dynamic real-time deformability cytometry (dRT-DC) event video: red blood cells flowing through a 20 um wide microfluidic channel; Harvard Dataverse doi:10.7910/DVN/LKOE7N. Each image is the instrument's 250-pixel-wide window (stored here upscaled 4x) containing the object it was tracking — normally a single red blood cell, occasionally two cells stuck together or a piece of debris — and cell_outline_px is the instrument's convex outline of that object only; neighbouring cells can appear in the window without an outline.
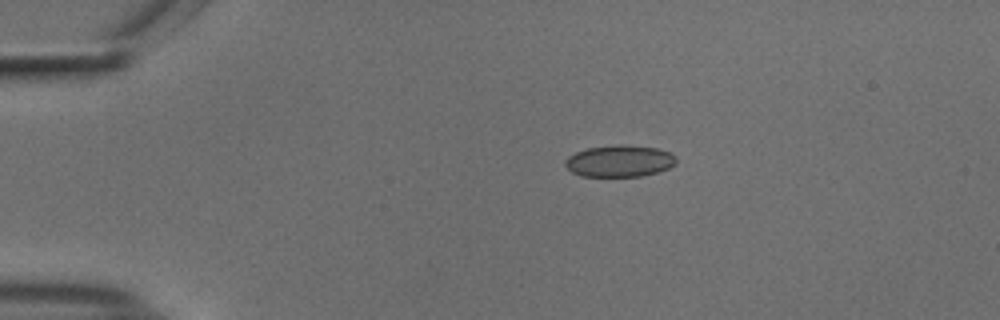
{"species": "common noctule bat (a hibernating species)", "species_latin": "Nyctalus noctula", "temperature_condition": "cold", "stored_images_in_passage": 44, "camera_frame_rate_fps": 3000, "um_per_image_px": 0.085, "animal": {"sex": "male", "body_mass_g": 18.8}, "frame": {"image": 1, "passage_image": 1, "time_ms": 0.0, "image_size_px": [1000, 320], "cell_outline_px": [[676, 164], [668, 168], [656, 172], [640, 176], [580, 176], [572, 172], [564, 164], [564, 160], [568, 156], [576, 152], [588, 148], [620, 144], [656, 148], [672, 152], [676, 156]], "centroid_in_image_um": [52.66, 13.68], "position_along_channel_um": 32.3, "area_um2": 20.52}}
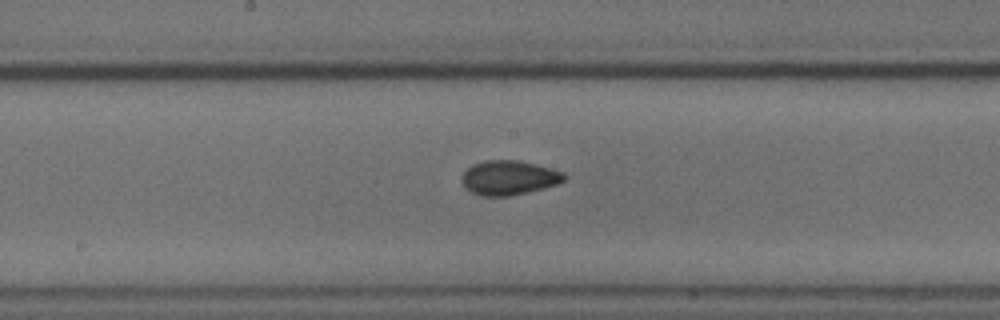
{"frame": {"image": 2, "passage_image": 19, "time_ms": 6.0, "image_size_px": [1000, 320], "cell_outline_px": [[568, 176], [564, 180], [556, 184], [544, 188], [508, 196], [480, 196], [464, 188], [460, 180], [464, 172], [472, 164], [484, 160], [520, 160], [552, 168], [564, 172]], "centroid_in_image_um": [43.25, 15.1], "position_along_channel_um": 205.0, "area_um2": 20.75}}
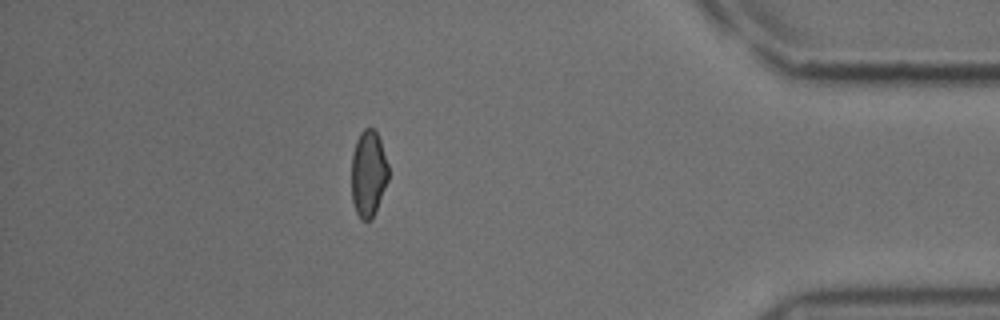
{"frame": {"image": 3, "passage_image": 38, "time_ms": 12.333, "image_size_px": [1000, 320], "cell_outline_px": [[388, 180], [372, 220], [364, 220], [356, 212], [352, 200], [352, 152], [356, 140], [360, 132], [364, 128], [372, 128], [376, 132], [380, 140], [388, 164]], "centroid_in_image_um": [31.31, 14.74], "position_along_channel_um": 403.9, "area_um2": 18.5}, "authors_computed_cell_mechanics": {"area_um2": 20.0277, "velocity_mm_per_s": 3.7406, "shape_relaxation_time_tau1_ms": 5.8264, "shape_relaxation_time_tau2_ms": 2.1589, "deformation_change_tau1": 0.0799, "deformation_change_tau2": 0.0556}}